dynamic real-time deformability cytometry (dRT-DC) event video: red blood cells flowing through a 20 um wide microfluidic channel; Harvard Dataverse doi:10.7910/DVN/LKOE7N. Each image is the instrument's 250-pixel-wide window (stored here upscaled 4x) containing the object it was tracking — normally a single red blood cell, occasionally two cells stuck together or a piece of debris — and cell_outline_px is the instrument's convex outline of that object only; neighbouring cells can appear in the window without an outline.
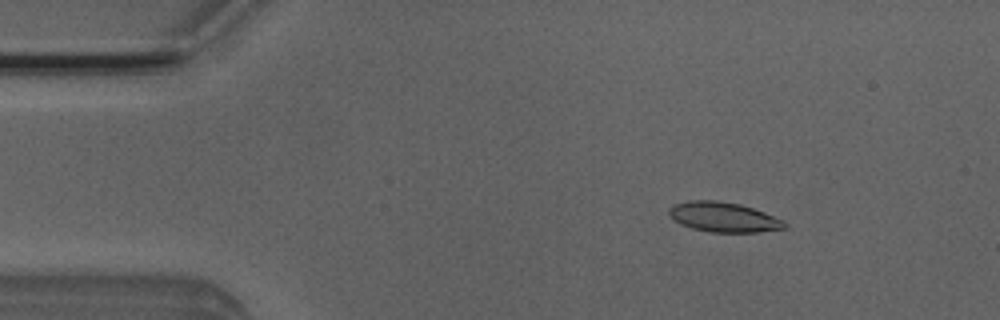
{"species": "Egyptian fruit bat (a non-hibernating species)", "species_latin": "Rousettus aegyptiacus", "temperature_condition": "room temperature", "stored_images_in_passage": 47, "camera_frame_rate_fps": 3000, "um_per_image_px": 0.085, "animal": {"sex": "male"}, "frame": {"image": 1, "passage_image": 7, "time_ms": 2.0, "image_size_px": [1000, 320], "cell_outline_px": [[788, 228], [760, 232], [708, 232], [692, 228], [680, 224], [672, 220], [668, 216], [668, 208], [672, 204], [688, 200], [716, 200], [740, 204], [764, 212], [784, 220], [788, 224]], "centroid_in_image_um": [61.47, 18.45], "position_along_channel_um": 23.5, "area_um2": 20.52}}
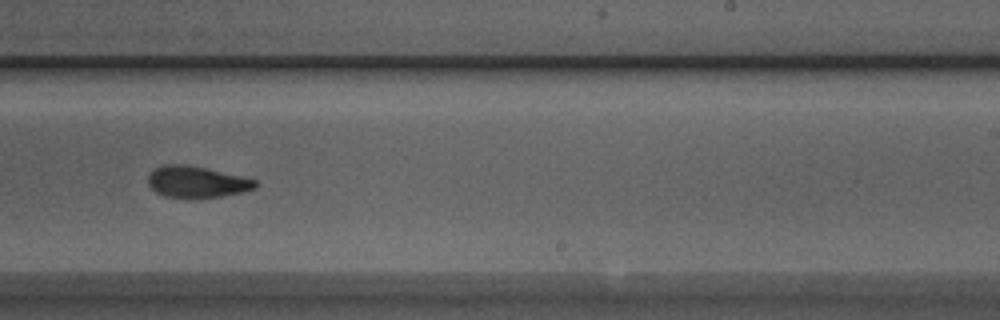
{"frame": {"image": 2, "passage_image": 31, "time_ms": 10.0, "image_size_px": [1000, 320], "cell_outline_px": [[256, 188], [244, 192], [220, 196], [164, 196], [156, 192], [148, 184], [148, 176], [156, 168], [164, 164], [184, 164], [204, 168], [240, 176], [256, 180]], "centroid_in_image_um": [16.71, 15.44], "position_along_channel_um": 272.3, "area_um2": 18.96}}
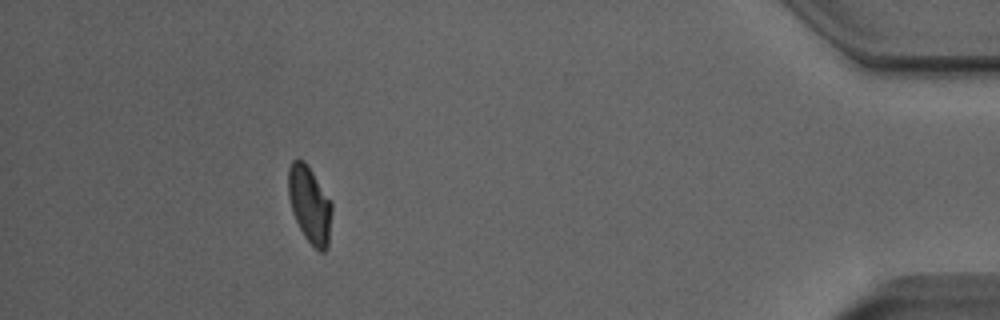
{"frame": {"image": 3, "passage_image": 46, "time_ms": 15.0, "image_size_px": [1000, 320], "cell_outline_px": [[332, 212], [328, 248], [324, 252], [320, 252], [304, 236], [292, 212], [288, 196], [288, 168], [292, 160], [304, 160], [332, 200]], "centroid_in_image_um": [26.34, 17.38], "position_along_channel_um": 408.9, "area_um2": 19.65}}